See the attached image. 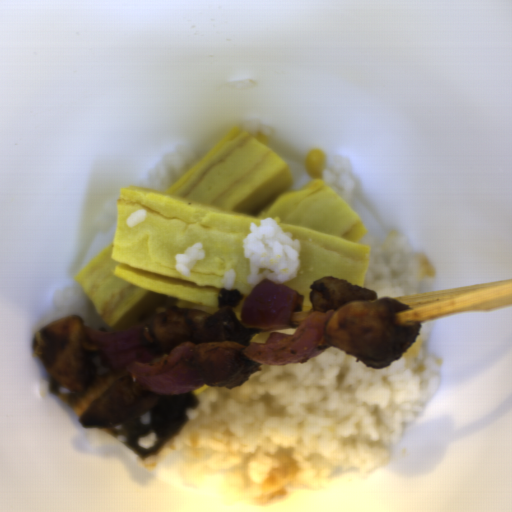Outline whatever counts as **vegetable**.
Masks as SVG:
<instances>
[{"label": "vegetable", "instance_id": "vegetable-3", "mask_svg": "<svg viewBox=\"0 0 512 512\" xmlns=\"http://www.w3.org/2000/svg\"><path fill=\"white\" fill-rule=\"evenodd\" d=\"M305 295L283 283L262 279L243 302L240 318L248 329H294L292 312H302Z\"/></svg>", "mask_w": 512, "mask_h": 512}, {"label": "vegetable", "instance_id": "vegetable-2", "mask_svg": "<svg viewBox=\"0 0 512 512\" xmlns=\"http://www.w3.org/2000/svg\"><path fill=\"white\" fill-rule=\"evenodd\" d=\"M334 313V308L315 312L312 307L294 334L273 331L265 342L251 341L242 351L248 360L258 364L285 366L308 362L333 346L325 330Z\"/></svg>", "mask_w": 512, "mask_h": 512}, {"label": "vegetable", "instance_id": "vegetable-1", "mask_svg": "<svg viewBox=\"0 0 512 512\" xmlns=\"http://www.w3.org/2000/svg\"><path fill=\"white\" fill-rule=\"evenodd\" d=\"M151 326L145 322L124 330L83 329L101 347L102 365L110 372L126 371L140 390L175 396L204 386L194 359L196 344L187 341L169 354L160 353L153 346Z\"/></svg>", "mask_w": 512, "mask_h": 512}]
</instances>
